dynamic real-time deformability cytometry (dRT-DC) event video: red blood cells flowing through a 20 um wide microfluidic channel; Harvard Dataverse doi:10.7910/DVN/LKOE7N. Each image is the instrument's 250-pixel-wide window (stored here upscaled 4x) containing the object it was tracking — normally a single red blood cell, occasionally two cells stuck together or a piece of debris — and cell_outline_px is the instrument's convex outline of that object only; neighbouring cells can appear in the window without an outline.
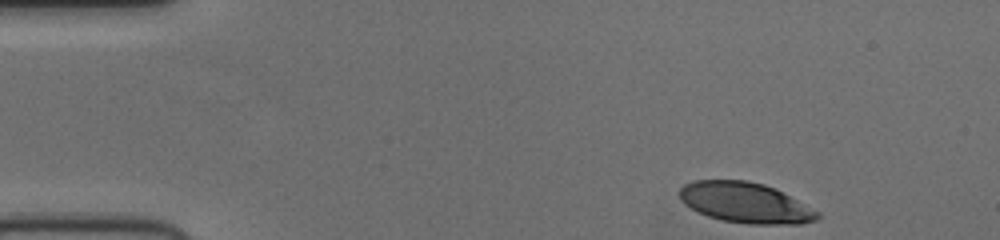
{"species": "human", "species_latin": "Homo sapiens", "temperature_condition": "cold", "stored_images_in_passage": 47, "camera_frame_rate_fps": 3000, "um_per_image_px": 0.085, "donor": {"sex": "female"}, "frame": {"image": 1, "passage_image": 1, "time_ms": 0.0, "image_size_px": [1000, 240], "cell_outline_px": [[820, 216], [816, 220], [800, 224], [748, 224], [724, 220], [708, 216], [684, 204], [680, 200], [680, 188], [684, 184], [692, 180], [748, 180], [764, 184], [776, 188], [820, 212]], "centroid_in_image_um": [63.38, 17.22], "position_along_channel_um": 21.6, "area_um2": 32.6}}
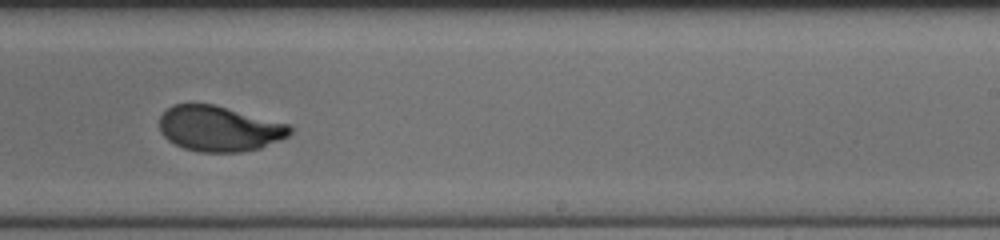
{"frame": {"image": 2, "passage_image": 27, "time_ms": 8.667, "image_size_px": [1000, 240], "cell_outline_px": [[292, 132], [288, 136], [260, 148], [244, 152], [200, 152], [184, 148], [168, 140], [160, 132], [160, 116], [172, 104], [212, 104], [288, 124], [292, 128]], "centroid_in_image_um": [18.62, 10.94], "position_along_channel_um": 270.4, "area_um2": 34.28}}
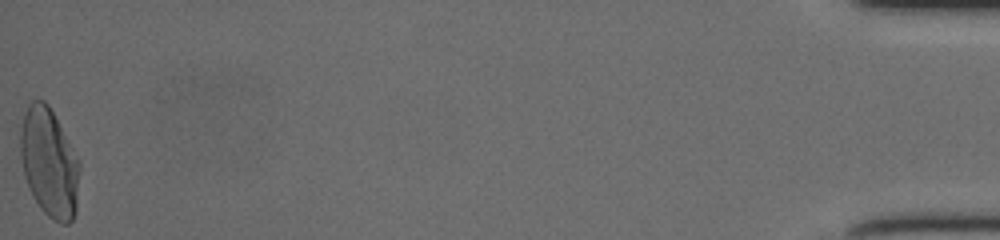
{"frame": {"image": 3, "passage_image": 47, "time_ms": 15.333, "image_size_px": [1000, 240], "cell_outline_px": [[80, 168], [76, 212], [72, 220], [68, 224], [60, 224], [52, 220], [40, 208], [32, 196], [28, 188], [24, 176], [20, 156], [20, 128], [24, 112], [28, 104], [32, 100], [44, 100], [48, 104], [80, 160]], "centroid_in_image_um": [4.18, 13.85], "position_along_channel_um": 431.0, "area_um2": 38.09}}